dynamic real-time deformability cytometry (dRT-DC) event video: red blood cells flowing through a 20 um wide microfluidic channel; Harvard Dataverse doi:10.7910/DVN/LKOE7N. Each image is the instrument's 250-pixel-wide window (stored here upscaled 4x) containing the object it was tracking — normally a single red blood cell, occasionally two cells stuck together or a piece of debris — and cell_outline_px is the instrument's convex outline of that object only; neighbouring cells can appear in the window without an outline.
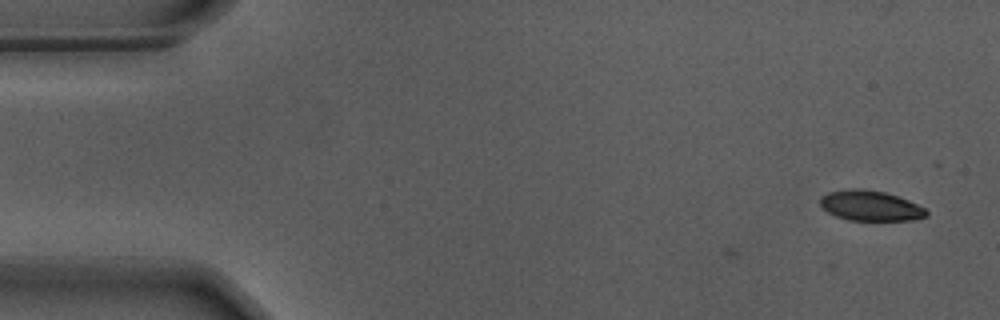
{"species": "Egyptian fruit bat (a non-hibernating species)", "species_latin": "Rousettus aegyptiacus", "temperature_condition": "warm", "stored_images_in_passage": 7, "camera_frame_rate_fps": 3000, "um_per_image_px": 0.085, "animal": {"sex": "male"}, "frame": {"image": 1, "passage_image": 3, "time_ms": 0.667, "image_size_px": [1000, 320], "cell_outline_px": [[928, 216], [912, 220], [848, 220], [836, 216], [828, 212], [820, 204], [820, 196], [828, 192], [848, 188], [860, 188], [884, 192], [908, 200], [924, 208], [928, 212]], "centroid_in_image_um": [73.96, 17.48], "position_along_channel_um": 11.0, "area_um2": 18.67}}